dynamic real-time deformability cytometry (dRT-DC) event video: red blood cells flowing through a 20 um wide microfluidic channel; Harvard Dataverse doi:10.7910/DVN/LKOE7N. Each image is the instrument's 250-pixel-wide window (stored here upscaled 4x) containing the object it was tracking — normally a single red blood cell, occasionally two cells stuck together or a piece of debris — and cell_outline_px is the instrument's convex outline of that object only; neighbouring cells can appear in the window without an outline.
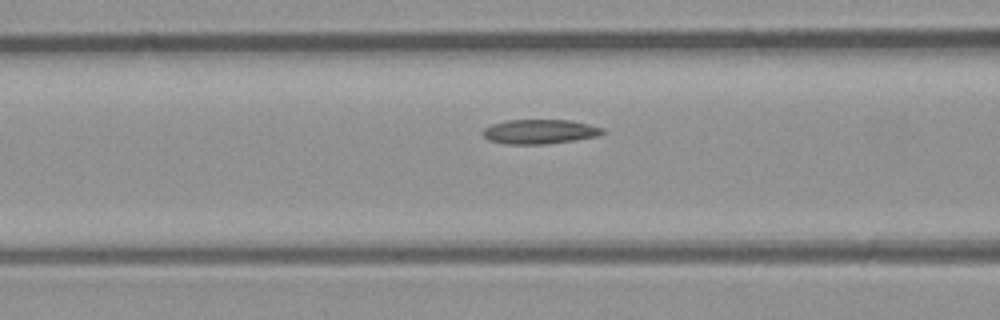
{"species": "common noctule bat (a hibernating species)", "species_latin": "Nyctalus noctula", "temperature_condition": "room temperature", "stored_images_in_passage": 5, "camera_frame_rate_fps": 3000, "um_per_image_px": 0.085, "animal": {"sex": "male", "body_mass_g": 23.1, "forearm_length_mm": 52.7}, "frame": {"image": 1, "passage_image": 4, "time_ms": 4.333, "image_size_px": [1000, 320], "cell_outline_px": [[604, 132], [596, 136], [576, 140], [548, 144], [504, 144], [488, 140], [480, 132], [484, 128], [492, 124], [508, 120], [572, 120], [604, 128]], "centroid_in_image_um": [45.85, 11.19], "position_along_channel_um": 120.8, "area_um2": 17.17}}